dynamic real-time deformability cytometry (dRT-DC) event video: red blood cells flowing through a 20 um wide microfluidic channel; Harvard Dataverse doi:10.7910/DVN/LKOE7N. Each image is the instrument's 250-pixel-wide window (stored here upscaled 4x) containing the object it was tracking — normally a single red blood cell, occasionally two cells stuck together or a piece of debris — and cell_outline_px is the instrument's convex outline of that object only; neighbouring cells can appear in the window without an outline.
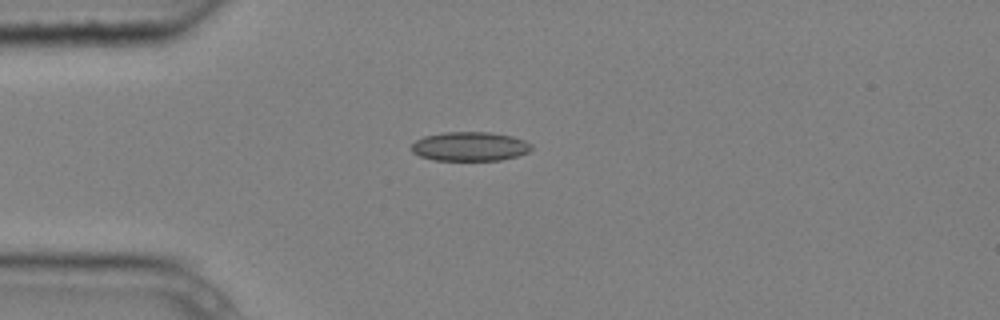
{"species": "common noctule bat (a hibernating species)", "species_latin": "Nyctalus noctula", "temperature_condition": "cold", "stored_images_in_passage": 5, "camera_frame_rate_fps": 3000, "um_per_image_px": 0.085, "animal": {"sex": "male", "body_mass_g": 20.4}, "frame": {"image": 1, "passage_image": 4, "time_ms": 1.0, "image_size_px": [1000, 320], "cell_outline_px": [[532, 148], [528, 152], [516, 156], [500, 160], [432, 160], [420, 156], [412, 152], [412, 144], [416, 140], [424, 136], [444, 132], [492, 132], [512, 136], [524, 140], [532, 144]], "centroid_in_image_um": [39.94, 12.44], "position_along_channel_um": 45.1, "area_um2": 20.4}}